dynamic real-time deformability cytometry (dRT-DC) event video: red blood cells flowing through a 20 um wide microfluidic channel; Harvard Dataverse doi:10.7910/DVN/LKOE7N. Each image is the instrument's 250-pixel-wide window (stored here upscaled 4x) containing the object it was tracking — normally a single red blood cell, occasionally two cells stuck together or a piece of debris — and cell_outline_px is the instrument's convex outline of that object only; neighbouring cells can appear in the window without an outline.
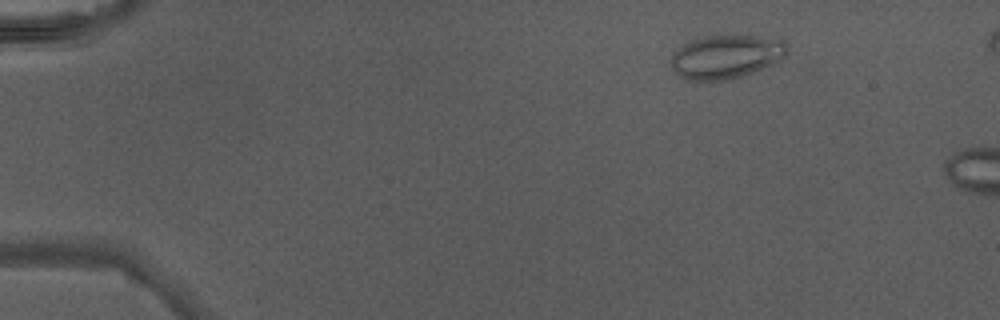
{"species": "Egyptian fruit bat (a non-hibernating species)", "species_latin": "Rousettus aegyptiacus", "temperature_condition": "warm", "stored_images_in_passage": 5, "camera_frame_rate_fps": 3000, "um_per_image_px": 0.085, "animal": {"sex": "male"}, "frame": {"image": 1, "passage_image": 1, "time_ms": 0.0, "image_size_px": [1000, 320], "cell_outline_px": [[788, 52], [780, 60], [772, 64], [740, 76], [724, 80], [688, 80], [680, 76], [672, 68], [668, 60], [672, 52], [676, 48], [692, 40], [708, 36], [756, 36], [784, 40], [788, 44]], "centroid_in_image_um": [61.68, 4.81], "position_along_channel_um": 23.3, "area_um2": 29.42}}